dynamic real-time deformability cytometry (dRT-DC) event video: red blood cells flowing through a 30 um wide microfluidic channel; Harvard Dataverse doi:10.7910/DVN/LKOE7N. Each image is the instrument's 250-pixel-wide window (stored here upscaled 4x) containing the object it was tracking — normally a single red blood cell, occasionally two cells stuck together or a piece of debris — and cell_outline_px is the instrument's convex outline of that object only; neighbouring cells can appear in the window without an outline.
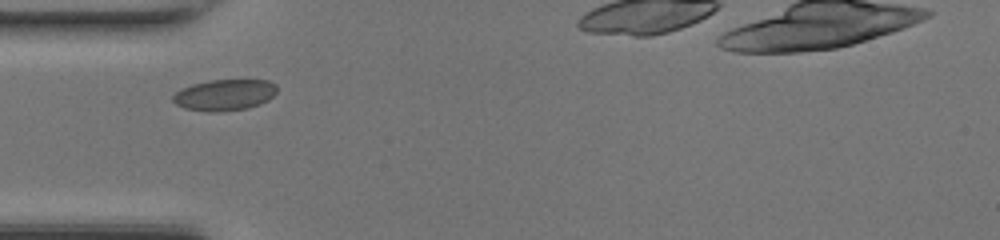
{"species": "common noctule bat (a hibernating species)", "species_latin": "Nyctalus noctula", "temperature_condition": "room temperature", "stored_images_in_passage": 3, "camera_frame_rate_fps": 3000, "um_per_image_px": 0.085, "animal": {"sex": "female", "body_mass_g": 17.0, "forearm_length_mm": 48.0}, "frame": {"image": 1, "passage_image": 1, "time_ms": 0.0, "image_size_px": [1000, 240], "cell_outline_px": [[276, 92], [268, 100], [260, 104], [248, 108], [212, 112], [208, 112], [184, 108], [176, 104], [172, 100], [172, 96], [180, 88], [192, 84], [208, 80], [268, 80], [276, 84]], "centroid_in_image_um": [19.06, 8.06], "position_along_channel_um": 65.9, "area_um2": 18.96}}